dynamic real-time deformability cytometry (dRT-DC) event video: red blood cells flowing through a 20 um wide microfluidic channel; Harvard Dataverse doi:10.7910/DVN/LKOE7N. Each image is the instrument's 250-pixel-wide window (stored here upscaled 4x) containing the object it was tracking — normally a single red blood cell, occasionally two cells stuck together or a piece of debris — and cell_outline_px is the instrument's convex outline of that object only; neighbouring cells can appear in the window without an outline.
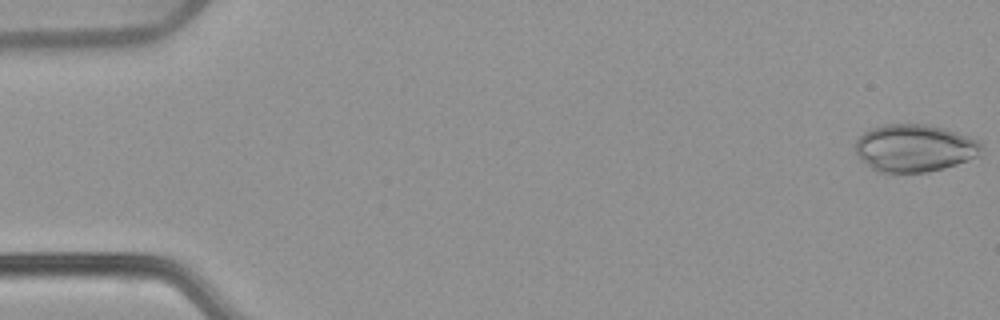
{"species": "common noctule bat (a hibernating species)", "species_latin": "Nyctalus noctula", "temperature_condition": "warm", "stored_images_in_passage": 53, "camera_frame_rate_fps": 3000, "um_per_image_px": 0.085, "animal": {"sex": "female", "body_mass_g": 22.7, "forearm_length_mm": 54.2}, "frame": {"image": 1, "passage_image": 1, "time_ms": 0.0, "image_size_px": [1000, 320], "cell_outline_px": [[984, 148], [976, 156], [968, 160], [944, 168], [928, 172], [876, 172], [860, 160], [856, 152], [856, 140], [868, 128], [884, 124], [924, 124], [944, 128], [968, 136], [984, 144]], "centroid_in_image_um": [77.71, 12.58], "position_along_channel_um": 7.3, "area_um2": 35.03}}
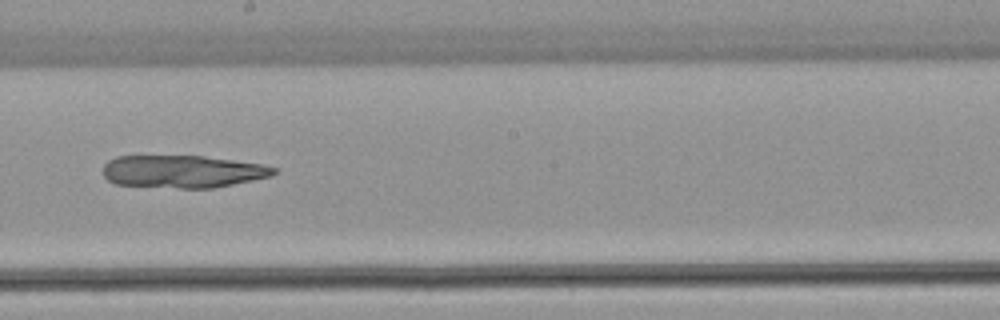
{"frame": {"image": 2, "passage_image": 30, "time_ms": 9.667, "image_size_px": [1000, 320], "cell_outline_px": [[276, 172], [272, 176], [212, 188], [180, 188], [116, 184], [108, 180], [104, 176], [104, 164], [108, 160], [116, 156], [204, 156], [264, 164], [276, 168]], "centroid_in_image_um": [15.53, 14.57], "position_along_channel_um": 232.7, "area_um2": 32.31}}
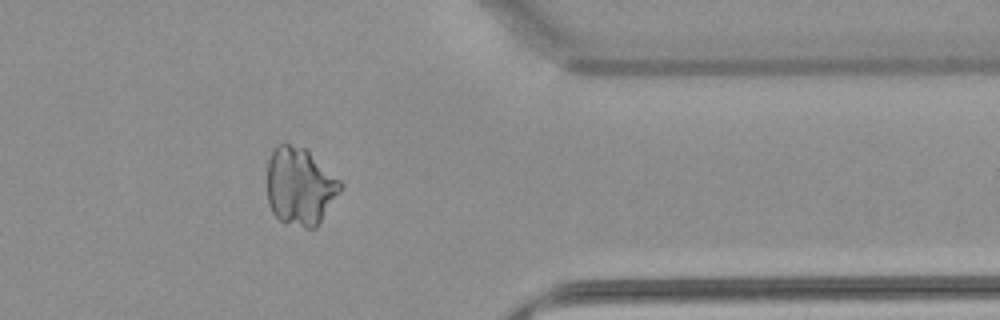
{"frame": {"image": 3, "passage_image": 43, "time_ms": 14.0, "image_size_px": [1000, 320], "cell_outline_px": [[344, 188], [320, 224], [316, 228], [304, 228], [280, 220], [272, 212], [268, 204], [268, 160], [276, 144], [284, 140], [304, 148], [340, 180], [344, 184]], "centroid_in_image_um": [25.52, 15.84], "position_along_channel_um": 385.9, "area_um2": 33.64}}